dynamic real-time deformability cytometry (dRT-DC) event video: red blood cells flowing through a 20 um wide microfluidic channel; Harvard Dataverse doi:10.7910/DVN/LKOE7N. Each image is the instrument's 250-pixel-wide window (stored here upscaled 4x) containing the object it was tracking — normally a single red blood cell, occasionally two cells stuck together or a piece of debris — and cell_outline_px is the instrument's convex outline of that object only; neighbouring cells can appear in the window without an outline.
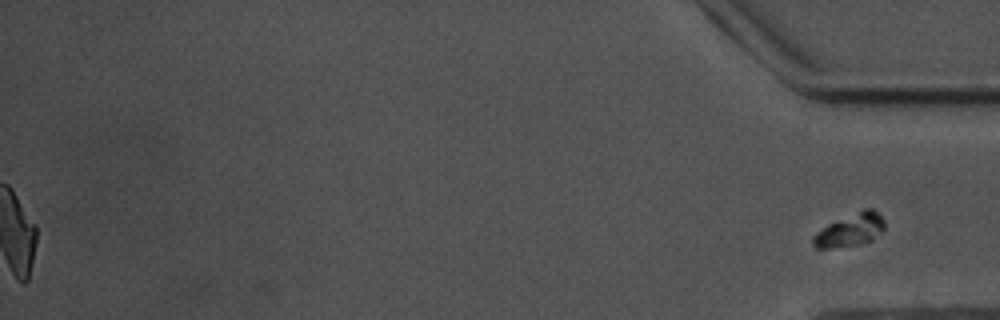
{"species": "common noctule bat (a hibernating species)", "species_latin": "Nyctalus noctula", "temperature_condition": "warm", "stored_images_in_passage": 50, "segment_of_instrument_passage": [2, 2], "camera_frame_rate_fps": 3000, "um_per_image_px": 0.085, "animal": {"sex": "male", "body_mass_g": 17.5, "forearm_length_mm": 52.3}, "frame": {"image": 1, "passage_image": 50, "time_ms": 16.333, "image_size_px": [1000, 320], "cell_outline_px": [[884, 232], [872, 240], [860, 244], [828, 248], [816, 248], [812, 244], [812, 236], [816, 232], [828, 224], [864, 208], [872, 208], [884, 220]], "centroid_in_image_um": [72.27, 19.56], "position_along_channel_um": 362.9, "area_um2": 13.64}}